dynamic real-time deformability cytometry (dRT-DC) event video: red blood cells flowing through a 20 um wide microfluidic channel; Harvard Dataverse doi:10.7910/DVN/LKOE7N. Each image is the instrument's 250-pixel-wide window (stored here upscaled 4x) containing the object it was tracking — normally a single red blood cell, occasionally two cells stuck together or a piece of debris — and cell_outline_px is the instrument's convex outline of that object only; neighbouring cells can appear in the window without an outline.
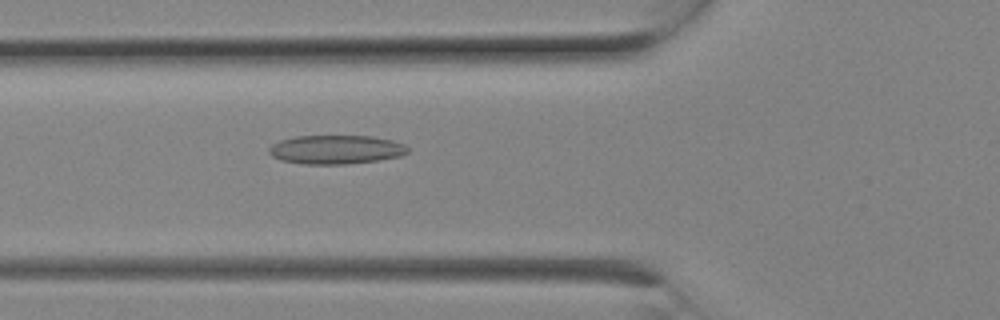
{"species": "Egyptian fruit bat (a non-hibernating species)", "species_latin": "Rousettus aegyptiacus", "temperature_condition": "room temperature", "stored_images_in_passage": 8, "camera_frame_rate_fps": 3000, "um_per_image_px": 0.085, "animal": {"sex": "female"}, "frame": {"image": 1, "passage_image": 8, "time_ms": 2.333, "image_size_px": [1000, 320], "cell_outline_px": [[408, 152], [400, 156], [380, 160], [348, 164], [304, 164], [280, 160], [272, 156], [268, 152], [268, 148], [272, 144], [280, 140], [296, 136], [372, 136], [392, 140], [404, 144], [408, 148]], "centroid_in_image_um": [28.54, 12.71], "position_along_channel_um": 97.3, "area_um2": 23.47}}